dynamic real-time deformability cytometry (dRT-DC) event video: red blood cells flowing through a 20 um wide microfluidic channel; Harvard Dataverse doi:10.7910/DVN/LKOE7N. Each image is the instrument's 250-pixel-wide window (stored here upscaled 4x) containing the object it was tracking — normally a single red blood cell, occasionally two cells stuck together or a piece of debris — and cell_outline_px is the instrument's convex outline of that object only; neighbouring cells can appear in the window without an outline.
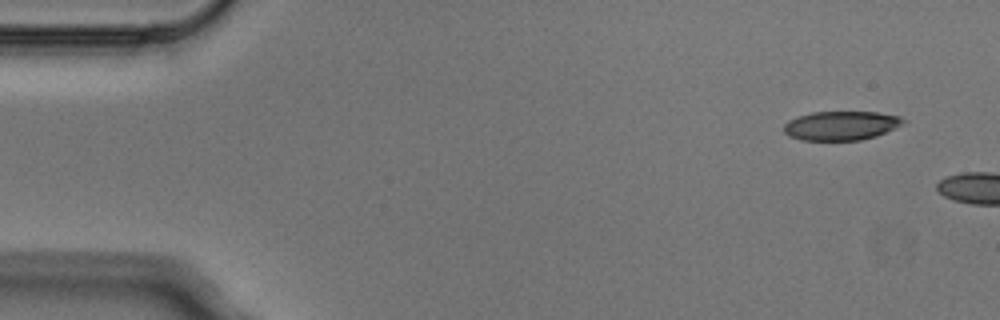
{"species": "Egyptian fruit bat (a non-hibernating species)", "species_latin": "Rousettus aegyptiacus", "temperature_condition": "cold", "stored_images_in_passage": 2, "camera_frame_rate_fps": 3000, "um_per_image_px": 0.085, "animal": {"sex": "male"}, "frame": {"image": 1, "passage_image": 1, "time_ms": 0.0, "image_size_px": [1000, 320], "cell_outline_px": [[908, 120], [876, 136], [860, 140], [800, 140], [788, 136], [784, 132], [784, 124], [788, 120], [796, 116], [812, 112], [880, 112], [900, 116]], "centroid_in_image_um": [71.44, 10.67], "position_along_channel_um": 13.6, "area_um2": 20.23}}